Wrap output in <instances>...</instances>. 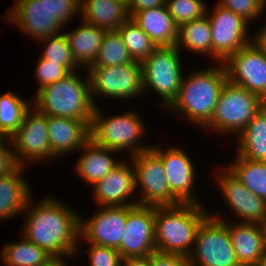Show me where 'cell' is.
<instances>
[{
  "mask_svg": "<svg viewBox=\"0 0 266 266\" xmlns=\"http://www.w3.org/2000/svg\"><path fill=\"white\" fill-rule=\"evenodd\" d=\"M32 198L31 196L24 210L27 218L22 236L54 258L74 255L80 241L79 214L55 198L42 199L36 205H33Z\"/></svg>",
  "mask_w": 266,
  "mask_h": 266,
  "instance_id": "cell-1",
  "label": "cell"
},
{
  "mask_svg": "<svg viewBox=\"0 0 266 266\" xmlns=\"http://www.w3.org/2000/svg\"><path fill=\"white\" fill-rule=\"evenodd\" d=\"M201 207L193 203L155 206L156 251L189 256L197 229L209 215Z\"/></svg>",
  "mask_w": 266,
  "mask_h": 266,
  "instance_id": "cell-2",
  "label": "cell"
},
{
  "mask_svg": "<svg viewBox=\"0 0 266 266\" xmlns=\"http://www.w3.org/2000/svg\"><path fill=\"white\" fill-rule=\"evenodd\" d=\"M186 77L182 78L178 96L169 107L181 112L195 124L206 126L214 114L221 90L228 81L225 66L221 62L216 68L189 72Z\"/></svg>",
  "mask_w": 266,
  "mask_h": 266,
  "instance_id": "cell-3",
  "label": "cell"
},
{
  "mask_svg": "<svg viewBox=\"0 0 266 266\" xmlns=\"http://www.w3.org/2000/svg\"><path fill=\"white\" fill-rule=\"evenodd\" d=\"M77 72L37 91L34 108L46 116L92 120L95 106L90 95L89 76L84 82Z\"/></svg>",
  "mask_w": 266,
  "mask_h": 266,
  "instance_id": "cell-4",
  "label": "cell"
},
{
  "mask_svg": "<svg viewBox=\"0 0 266 266\" xmlns=\"http://www.w3.org/2000/svg\"><path fill=\"white\" fill-rule=\"evenodd\" d=\"M141 120L134 111L104 119L98 107H95L90 124V139L99 146L118 152L128 148L131 156L148 151L152 146L144 147L138 143L145 130Z\"/></svg>",
  "mask_w": 266,
  "mask_h": 266,
  "instance_id": "cell-5",
  "label": "cell"
},
{
  "mask_svg": "<svg viewBox=\"0 0 266 266\" xmlns=\"http://www.w3.org/2000/svg\"><path fill=\"white\" fill-rule=\"evenodd\" d=\"M266 105L258 95L227 81L218 98L214 114L205 126L216 132L241 133Z\"/></svg>",
  "mask_w": 266,
  "mask_h": 266,
  "instance_id": "cell-6",
  "label": "cell"
},
{
  "mask_svg": "<svg viewBox=\"0 0 266 266\" xmlns=\"http://www.w3.org/2000/svg\"><path fill=\"white\" fill-rule=\"evenodd\" d=\"M217 217L208 215L199 225L188 256L191 266H240L228 227Z\"/></svg>",
  "mask_w": 266,
  "mask_h": 266,
  "instance_id": "cell-7",
  "label": "cell"
},
{
  "mask_svg": "<svg viewBox=\"0 0 266 266\" xmlns=\"http://www.w3.org/2000/svg\"><path fill=\"white\" fill-rule=\"evenodd\" d=\"M179 51L176 46L158 47L141 62L143 92L147 88L153 89L167 107L177 98L181 88L183 71Z\"/></svg>",
  "mask_w": 266,
  "mask_h": 266,
  "instance_id": "cell-8",
  "label": "cell"
},
{
  "mask_svg": "<svg viewBox=\"0 0 266 266\" xmlns=\"http://www.w3.org/2000/svg\"><path fill=\"white\" fill-rule=\"evenodd\" d=\"M87 70L90 95L95 107V96L130 99L143 92L140 62L133 61L116 66H90Z\"/></svg>",
  "mask_w": 266,
  "mask_h": 266,
  "instance_id": "cell-9",
  "label": "cell"
},
{
  "mask_svg": "<svg viewBox=\"0 0 266 266\" xmlns=\"http://www.w3.org/2000/svg\"><path fill=\"white\" fill-rule=\"evenodd\" d=\"M132 163L135 172V187L142 190L138 205L165 206L181 202L170 191L161 158L152 150L133 155Z\"/></svg>",
  "mask_w": 266,
  "mask_h": 266,
  "instance_id": "cell-10",
  "label": "cell"
},
{
  "mask_svg": "<svg viewBox=\"0 0 266 266\" xmlns=\"http://www.w3.org/2000/svg\"><path fill=\"white\" fill-rule=\"evenodd\" d=\"M6 143H12L14 159L19 166L27 160L39 162L42 159L56 158L49 142L47 116L31 108L24 117L19 129Z\"/></svg>",
  "mask_w": 266,
  "mask_h": 266,
  "instance_id": "cell-11",
  "label": "cell"
},
{
  "mask_svg": "<svg viewBox=\"0 0 266 266\" xmlns=\"http://www.w3.org/2000/svg\"><path fill=\"white\" fill-rule=\"evenodd\" d=\"M228 81L266 102V54L252 41L223 62Z\"/></svg>",
  "mask_w": 266,
  "mask_h": 266,
  "instance_id": "cell-12",
  "label": "cell"
},
{
  "mask_svg": "<svg viewBox=\"0 0 266 266\" xmlns=\"http://www.w3.org/2000/svg\"><path fill=\"white\" fill-rule=\"evenodd\" d=\"M213 10L211 15L206 10L211 25L212 57L221 63L253 39L248 37L247 25L250 23L244 18L219 4Z\"/></svg>",
  "mask_w": 266,
  "mask_h": 266,
  "instance_id": "cell-13",
  "label": "cell"
},
{
  "mask_svg": "<svg viewBox=\"0 0 266 266\" xmlns=\"http://www.w3.org/2000/svg\"><path fill=\"white\" fill-rule=\"evenodd\" d=\"M118 251L123 260L145 257L156 251L155 206H127V220Z\"/></svg>",
  "mask_w": 266,
  "mask_h": 266,
  "instance_id": "cell-14",
  "label": "cell"
},
{
  "mask_svg": "<svg viewBox=\"0 0 266 266\" xmlns=\"http://www.w3.org/2000/svg\"><path fill=\"white\" fill-rule=\"evenodd\" d=\"M127 220V206H104L90 220L80 218V240L119 249Z\"/></svg>",
  "mask_w": 266,
  "mask_h": 266,
  "instance_id": "cell-15",
  "label": "cell"
},
{
  "mask_svg": "<svg viewBox=\"0 0 266 266\" xmlns=\"http://www.w3.org/2000/svg\"><path fill=\"white\" fill-rule=\"evenodd\" d=\"M221 193L239 222L261 224L266 216V201L245 187L228 169L216 176Z\"/></svg>",
  "mask_w": 266,
  "mask_h": 266,
  "instance_id": "cell-16",
  "label": "cell"
},
{
  "mask_svg": "<svg viewBox=\"0 0 266 266\" xmlns=\"http://www.w3.org/2000/svg\"><path fill=\"white\" fill-rule=\"evenodd\" d=\"M162 160L170 191L181 203L197 202L194 198L193 183L195 182L194 166L188 155L181 148L163 150L159 146L151 148Z\"/></svg>",
  "mask_w": 266,
  "mask_h": 266,
  "instance_id": "cell-17",
  "label": "cell"
},
{
  "mask_svg": "<svg viewBox=\"0 0 266 266\" xmlns=\"http://www.w3.org/2000/svg\"><path fill=\"white\" fill-rule=\"evenodd\" d=\"M6 12L5 19L15 23L24 33L35 40L55 36L63 25L49 14L45 4L39 0H15L13 9ZM29 33V34H28Z\"/></svg>",
  "mask_w": 266,
  "mask_h": 266,
  "instance_id": "cell-18",
  "label": "cell"
},
{
  "mask_svg": "<svg viewBox=\"0 0 266 266\" xmlns=\"http://www.w3.org/2000/svg\"><path fill=\"white\" fill-rule=\"evenodd\" d=\"M95 203L101 206H136L138 202L126 199L135 191V172L133 163L121 161L103 179L92 186Z\"/></svg>",
  "mask_w": 266,
  "mask_h": 266,
  "instance_id": "cell-19",
  "label": "cell"
},
{
  "mask_svg": "<svg viewBox=\"0 0 266 266\" xmlns=\"http://www.w3.org/2000/svg\"><path fill=\"white\" fill-rule=\"evenodd\" d=\"M47 124L50 147L55 157L73 149L80 150L90 140L91 120L47 116Z\"/></svg>",
  "mask_w": 266,
  "mask_h": 266,
  "instance_id": "cell-20",
  "label": "cell"
},
{
  "mask_svg": "<svg viewBox=\"0 0 266 266\" xmlns=\"http://www.w3.org/2000/svg\"><path fill=\"white\" fill-rule=\"evenodd\" d=\"M231 243L240 266H257L266 252L264 232L259 223H227ZM238 224V225H237Z\"/></svg>",
  "mask_w": 266,
  "mask_h": 266,
  "instance_id": "cell-21",
  "label": "cell"
},
{
  "mask_svg": "<svg viewBox=\"0 0 266 266\" xmlns=\"http://www.w3.org/2000/svg\"><path fill=\"white\" fill-rule=\"evenodd\" d=\"M131 19L158 47L175 46L178 26L174 23L166 5L136 12Z\"/></svg>",
  "mask_w": 266,
  "mask_h": 266,
  "instance_id": "cell-22",
  "label": "cell"
},
{
  "mask_svg": "<svg viewBox=\"0 0 266 266\" xmlns=\"http://www.w3.org/2000/svg\"><path fill=\"white\" fill-rule=\"evenodd\" d=\"M83 21L106 29L118 30L131 16L128 6L119 0H81Z\"/></svg>",
  "mask_w": 266,
  "mask_h": 266,
  "instance_id": "cell-23",
  "label": "cell"
},
{
  "mask_svg": "<svg viewBox=\"0 0 266 266\" xmlns=\"http://www.w3.org/2000/svg\"><path fill=\"white\" fill-rule=\"evenodd\" d=\"M23 168L25 167L18 165L9 174L0 176V219H8L25 212L31 190L21 175Z\"/></svg>",
  "mask_w": 266,
  "mask_h": 266,
  "instance_id": "cell-24",
  "label": "cell"
},
{
  "mask_svg": "<svg viewBox=\"0 0 266 266\" xmlns=\"http://www.w3.org/2000/svg\"><path fill=\"white\" fill-rule=\"evenodd\" d=\"M84 154L78 159L76 171L90 185H95L111 172L121 161L112 157V152L106 147L94 143L91 139L83 146Z\"/></svg>",
  "mask_w": 266,
  "mask_h": 266,
  "instance_id": "cell-25",
  "label": "cell"
},
{
  "mask_svg": "<svg viewBox=\"0 0 266 266\" xmlns=\"http://www.w3.org/2000/svg\"><path fill=\"white\" fill-rule=\"evenodd\" d=\"M106 29L83 24L73 32L65 33L77 65L87 67L95 63Z\"/></svg>",
  "mask_w": 266,
  "mask_h": 266,
  "instance_id": "cell-26",
  "label": "cell"
},
{
  "mask_svg": "<svg viewBox=\"0 0 266 266\" xmlns=\"http://www.w3.org/2000/svg\"><path fill=\"white\" fill-rule=\"evenodd\" d=\"M237 136L241 157L266 162V105Z\"/></svg>",
  "mask_w": 266,
  "mask_h": 266,
  "instance_id": "cell-27",
  "label": "cell"
},
{
  "mask_svg": "<svg viewBox=\"0 0 266 266\" xmlns=\"http://www.w3.org/2000/svg\"><path fill=\"white\" fill-rule=\"evenodd\" d=\"M175 46L178 49L184 47L196 53L209 54L212 57V33L207 15L180 25Z\"/></svg>",
  "mask_w": 266,
  "mask_h": 266,
  "instance_id": "cell-28",
  "label": "cell"
},
{
  "mask_svg": "<svg viewBox=\"0 0 266 266\" xmlns=\"http://www.w3.org/2000/svg\"><path fill=\"white\" fill-rule=\"evenodd\" d=\"M236 155L235 162L227 169L251 192L266 201V162Z\"/></svg>",
  "mask_w": 266,
  "mask_h": 266,
  "instance_id": "cell-29",
  "label": "cell"
},
{
  "mask_svg": "<svg viewBox=\"0 0 266 266\" xmlns=\"http://www.w3.org/2000/svg\"><path fill=\"white\" fill-rule=\"evenodd\" d=\"M2 257L7 266H42L54 258L24 236L20 242L6 244Z\"/></svg>",
  "mask_w": 266,
  "mask_h": 266,
  "instance_id": "cell-30",
  "label": "cell"
},
{
  "mask_svg": "<svg viewBox=\"0 0 266 266\" xmlns=\"http://www.w3.org/2000/svg\"><path fill=\"white\" fill-rule=\"evenodd\" d=\"M127 47L133 61L142 62L148 58L158 46L150 37L130 18L117 30Z\"/></svg>",
  "mask_w": 266,
  "mask_h": 266,
  "instance_id": "cell-31",
  "label": "cell"
},
{
  "mask_svg": "<svg viewBox=\"0 0 266 266\" xmlns=\"http://www.w3.org/2000/svg\"><path fill=\"white\" fill-rule=\"evenodd\" d=\"M23 99L12 91L0 96V128L11 138L19 129L25 114L30 110Z\"/></svg>",
  "mask_w": 266,
  "mask_h": 266,
  "instance_id": "cell-32",
  "label": "cell"
},
{
  "mask_svg": "<svg viewBox=\"0 0 266 266\" xmlns=\"http://www.w3.org/2000/svg\"><path fill=\"white\" fill-rule=\"evenodd\" d=\"M133 59L117 30L106 31L98 56L92 66H116L131 63Z\"/></svg>",
  "mask_w": 266,
  "mask_h": 266,
  "instance_id": "cell-33",
  "label": "cell"
},
{
  "mask_svg": "<svg viewBox=\"0 0 266 266\" xmlns=\"http://www.w3.org/2000/svg\"><path fill=\"white\" fill-rule=\"evenodd\" d=\"M46 45L42 52L43 59L65 66L70 72L79 67L73 58L72 50L65 32L39 40Z\"/></svg>",
  "mask_w": 266,
  "mask_h": 266,
  "instance_id": "cell-34",
  "label": "cell"
},
{
  "mask_svg": "<svg viewBox=\"0 0 266 266\" xmlns=\"http://www.w3.org/2000/svg\"><path fill=\"white\" fill-rule=\"evenodd\" d=\"M204 3L202 0H166V7L179 27L206 15L207 6Z\"/></svg>",
  "mask_w": 266,
  "mask_h": 266,
  "instance_id": "cell-35",
  "label": "cell"
},
{
  "mask_svg": "<svg viewBox=\"0 0 266 266\" xmlns=\"http://www.w3.org/2000/svg\"><path fill=\"white\" fill-rule=\"evenodd\" d=\"M218 4L250 23L261 16L266 7V0H221Z\"/></svg>",
  "mask_w": 266,
  "mask_h": 266,
  "instance_id": "cell-36",
  "label": "cell"
},
{
  "mask_svg": "<svg viewBox=\"0 0 266 266\" xmlns=\"http://www.w3.org/2000/svg\"><path fill=\"white\" fill-rule=\"evenodd\" d=\"M35 70V76L40 85L37 91L44 86L65 78L69 73H71L65 66L50 62L42 57H40V60L38 59Z\"/></svg>",
  "mask_w": 266,
  "mask_h": 266,
  "instance_id": "cell-37",
  "label": "cell"
},
{
  "mask_svg": "<svg viewBox=\"0 0 266 266\" xmlns=\"http://www.w3.org/2000/svg\"><path fill=\"white\" fill-rule=\"evenodd\" d=\"M42 1L49 14L63 26L75 15L80 14L81 0H39Z\"/></svg>",
  "mask_w": 266,
  "mask_h": 266,
  "instance_id": "cell-38",
  "label": "cell"
},
{
  "mask_svg": "<svg viewBox=\"0 0 266 266\" xmlns=\"http://www.w3.org/2000/svg\"><path fill=\"white\" fill-rule=\"evenodd\" d=\"M88 250L90 266H122L123 264L117 249L90 244Z\"/></svg>",
  "mask_w": 266,
  "mask_h": 266,
  "instance_id": "cell-39",
  "label": "cell"
},
{
  "mask_svg": "<svg viewBox=\"0 0 266 266\" xmlns=\"http://www.w3.org/2000/svg\"><path fill=\"white\" fill-rule=\"evenodd\" d=\"M152 266H191L188 256L154 251L151 254Z\"/></svg>",
  "mask_w": 266,
  "mask_h": 266,
  "instance_id": "cell-40",
  "label": "cell"
},
{
  "mask_svg": "<svg viewBox=\"0 0 266 266\" xmlns=\"http://www.w3.org/2000/svg\"><path fill=\"white\" fill-rule=\"evenodd\" d=\"M7 147H0V176H4L12 172L18 164L14 159V152Z\"/></svg>",
  "mask_w": 266,
  "mask_h": 266,
  "instance_id": "cell-41",
  "label": "cell"
},
{
  "mask_svg": "<svg viewBox=\"0 0 266 266\" xmlns=\"http://www.w3.org/2000/svg\"><path fill=\"white\" fill-rule=\"evenodd\" d=\"M162 5H166V0H131L128 9L130 16L132 17L140 10L155 8Z\"/></svg>",
  "mask_w": 266,
  "mask_h": 266,
  "instance_id": "cell-42",
  "label": "cell"
},
{
  "mask_svg": "<svg viewBox=\"0 0 266 266\" xmlns=\"http://www.w3.org/2000/svg\"><path fill=\"white\" fill-rule=\"evenodd\" d=\"M122 266H152L151 254L145 257L126 258Z\"/></svg>",
  "mask_w": 266,
  "mask_h": 266,
  "instance_id": "cell-43",
  "label": "cell"
},
{
  "mask_svg": "<svg viewBox=\"0 0 266 266\" xmlns=\"http://www.w3.org/2000/svg\"><path fill=\"white\" fill-rule=\"evenodd\" d=\"M264 27L253 36V42L266 54V26Z\"/></svg>",
  "mask_w": 266,
  "mask_h": 266,
  "instance_id": "cell-44",
  "label": "cell"
},
{
  "mask_svg": "<svg viewBox=\"0 0 266 266\" xmlns=\"http://www.w3.org/2000/svg\"><path fill=\"white\" fill-rule=\"evenodd\" d=\"M64 261L65 260L63 258H53L47 264L42 265V266H67Z\"/></svg>",
  "mask_w": 266,
  "mask_h": 266,
  "instance_id": "cell-45",
  "label": "cell"
},
{
  "mask_svg": "<svg viewBox=\"0 0 266 266\" xmlns=\"http://www.w3.org/2000/svg\"><path fill=\"white\" fill-rule=\"evenodd\" d=\"M6 139H11L1 128H0V147H8L7 145L8 144H6L4 141ZM5 143V144H4Z\"/></svg>",
  "mask_w": 266,
  "mask_h": 266,
  "instance_id": "cell-46",
  "label": "cell"
},
{
  "mask_svg": "<svg viewBox=\"0 0 266 266\" xmlns=\"http://www.w3.org/2000/svg\"><path fill=\"white\" fill-rule=\"evenodd\" d=\"M261 225H262L263 232H264V243H265V246H266V216H265L263 222L261 223Z\"/></svg>",
  "mask_w": 266,
  "mask_h": 266,
  "instance_id": "cell-47",
  "label": "cell"
},
{
  "mask_svg": "<svg viewBox=\"0 0 266 266\" xmlns=\"http://www.w3.org/2000/svg\"><path fill=\"white\" fill-rule=\"evenodd\" d=\"M257 266H266V252L262 259L258 262Z\"/></svg>",
  "mask_w": 266,
  "mask_h": 266,
  "instance_id": "cell-48",
  "label": "cell"
},
{
  "mask_svg": "<svg viewBox=\"0 0 266 266\" xmlns=\"http://www.w3.org/2000/svg\"><path fill=\"white\" fill-rule=\"evenodd\" d=\"M119 1L125 3L127 6H128V5L130 4V2H131V0H119Z\"/></svg>",
  "mask_w": 266,
  "mask_h": 266,
  "instance_id": "cell-49",
  "label": "cell"
}]
</instances>
